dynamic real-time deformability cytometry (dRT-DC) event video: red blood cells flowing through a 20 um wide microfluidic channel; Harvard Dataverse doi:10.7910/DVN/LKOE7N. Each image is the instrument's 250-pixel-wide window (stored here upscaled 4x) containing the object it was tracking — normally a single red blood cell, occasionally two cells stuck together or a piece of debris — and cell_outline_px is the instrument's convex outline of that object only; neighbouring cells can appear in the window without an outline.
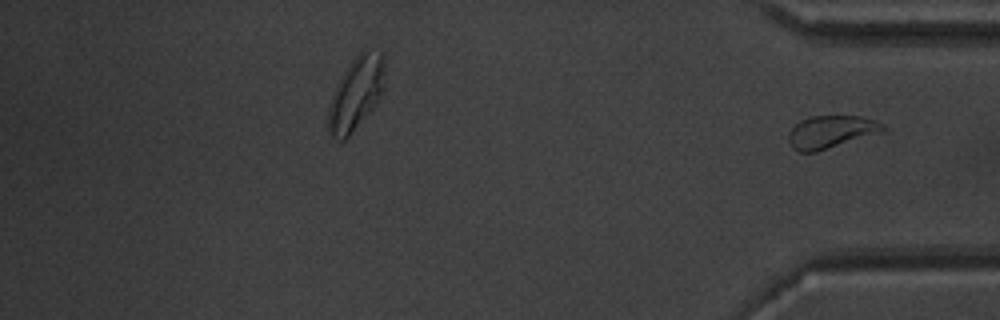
{"species": "common noctule bat (a hibernating species)", "species_latin": "Nyctalus noctula", "temperature_condition": "warm", "stored_images_in_passage": 40, "segment_of_instrument_passage": [2, 2], "camera_frame_rate_fps": 3000, "um_per_image_px": 0.085, "animal": {"sex": "male", "body_mass_g": 20.1, "forearm_length_mm": 53.5}, "frame": {"image": 1, "passage_image": 40, "time_ms": 13.0, "image_size_px": [1000, 320], "cell_outline_px": [[884, 128], [880, 132], [816, 152], [800, 152], [792, 148], [788, 140], [788, 132], [800, 120], [812, 116], [860, 116], [872, 120], [880, 124]], "centroid_in_image_um": [70.53, 11.21], "position_along_channel_um": 364.7, "area_um2": 17.51}}